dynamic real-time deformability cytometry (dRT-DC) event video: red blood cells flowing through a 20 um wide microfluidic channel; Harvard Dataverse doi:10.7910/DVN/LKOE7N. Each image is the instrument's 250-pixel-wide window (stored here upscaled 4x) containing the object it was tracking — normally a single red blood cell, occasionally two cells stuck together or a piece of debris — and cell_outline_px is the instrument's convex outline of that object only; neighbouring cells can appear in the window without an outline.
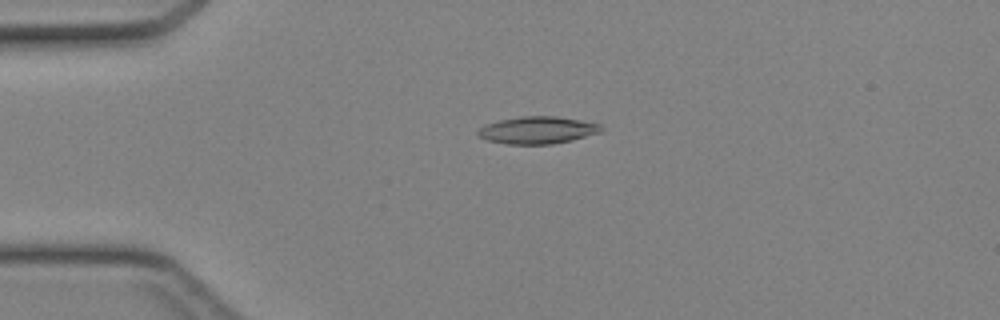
{"species": "Egyptian fruit bat (a non-hibernating species)", "species_latin": "Rousettus aegyptiacus", "temperature_condition": "cold", "stored_images_in_passage": 28, "camera_frame_rate_fps": 3000, "um_per_image_px": 0.085, "animal": {"sex": "female"}, "frame": {"image": 1, "passage_image": 2, "time_ms": 0.333, "image_size_px": [1000, 320], "cell_outline_px": [[604, 128], [600, 132], [572, 140], [552, 144], [508, 144], [488, 140], [476, 136], [476, 132], [480, 128], [488, 124], [500, 120], [520, 116], [556, 116], [580, 120], [600, 124]], "centroid_in_image_um": [45.69, 11.06], "position_along_channel_um": 39.3, "area_um2": 19.48}}
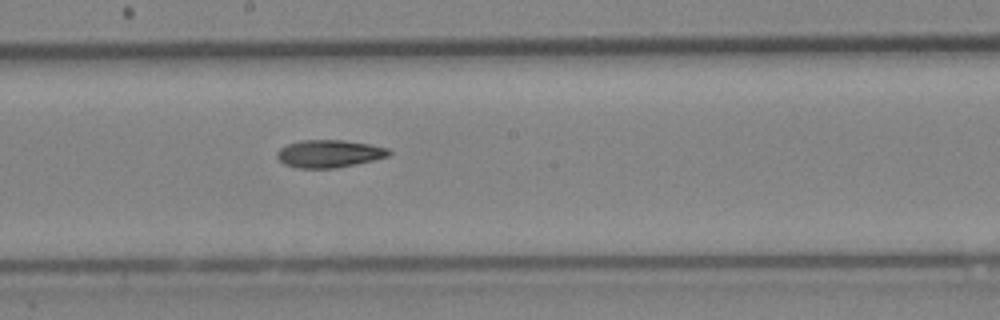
{"frame": {"image": 2, "passage_image": 16, "time_ms": 5.0, "image_size_px": [1000, 320], "cell_outline_px": [[392, 152], [388, 156], [356, 164], [336, 168], [296, 168], [284, 164], [276, 156], [276, 152], [280, 148], [288, 144], [300, 140], [344, 140], [368, 144], [388, 148]], "centroid_in_image_um": [27.95, 13.06], "position_along_channel_um": 220.2, "area_um2": 17.98}}
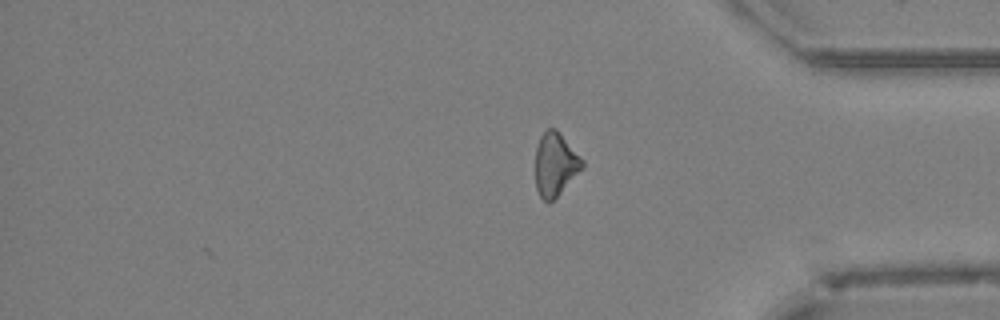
{"frame": {"image": 3, "passage_image": 28, "time_ms": 9.0, "image_size_px": [1000, 320], "cell_outline_px": [[584, 168], [548, 204], [540, 196], [536, 188], [536, 148], [540, 136], [548, 128], [556, 128], [584, 160]], "centroid_in_image_um": [47.21, 13.95], "position_along_channel_um": 388.0, "area_um2": 17.22}}